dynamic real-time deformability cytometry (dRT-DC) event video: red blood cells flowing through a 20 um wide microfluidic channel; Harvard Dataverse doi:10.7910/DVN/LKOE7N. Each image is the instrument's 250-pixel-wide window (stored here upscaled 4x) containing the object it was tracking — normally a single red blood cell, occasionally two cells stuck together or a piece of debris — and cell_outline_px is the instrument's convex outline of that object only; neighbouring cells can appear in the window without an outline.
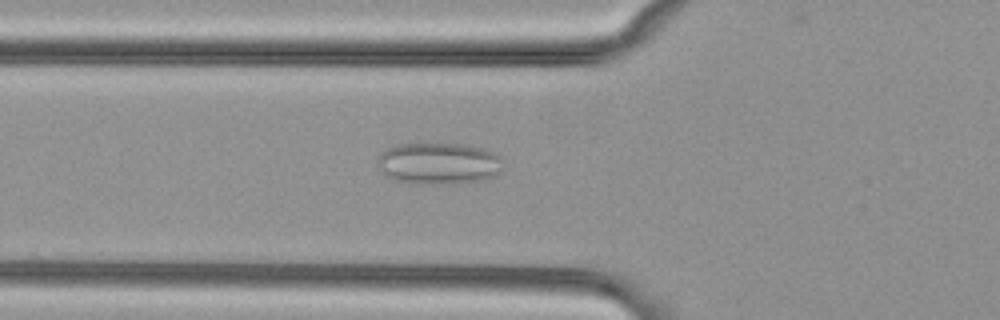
{"species": "common noctule bat (a hibernating species)", "species_latin": "Nyctalus noctula", "temperature_condition": "cold", "stored_images_in_passage": 40, "camera_frame_rate_fps": 3000, "um_per_image_px": 0.085, "animal": {"sex": "female", "body_mass_g": 29.2, "forearm_length_mm": 56.3}, "frame": {"image": 1, "passage_image": 6, "time_ms": 1.667, "image_size_px": [1000, 320], "cell_outline_px": [[504, 168], [500, 172], [488, 180], [436, 184], [416, 184], [396, 180], [388, 176], [380, 168], [376, 160], [380, 152], [388, 148], [400, 144], [464, 144], [480, 148], [492, 152], [500, 156], [504, 160]], "centroid_in_image_um": [37.33, 13.9], "position_along_channel_um": 88.5, "area_um2": 30.63}}
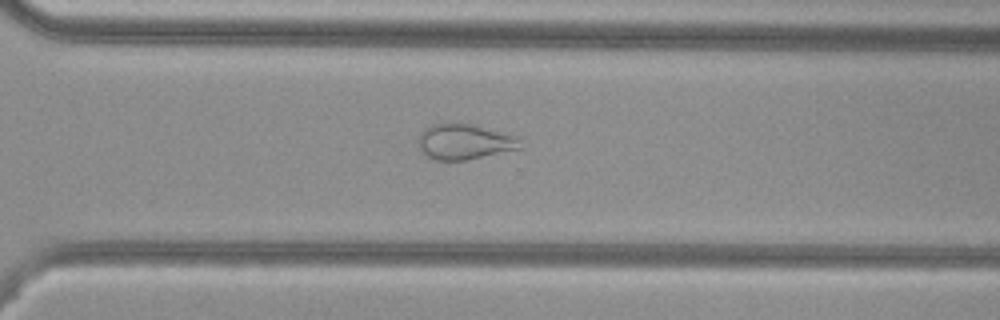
{"frame": {"image": 2, "passage_image": 25, "time_ms": 8.0, "image_size_px": [1000, 320], "cell_outline_px": [[524, 148], [468, 160], [436, 160], [428, 156], [420, 148], [416, 140], [420, 132], [428, 124], [444, 120], [456, 120], [472, 124], [516, 136]], "centroid_in_image_um": [39.43, 12.0], "position_along_channel_um": 331.2, "area_um2": 21.91}}
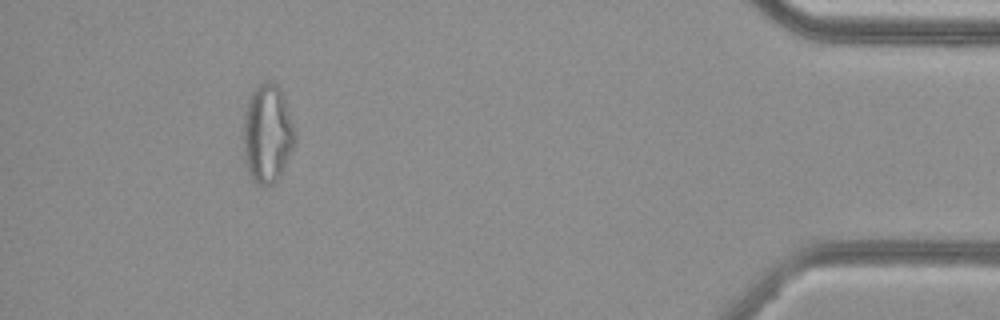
{"frame": {"image": 3, "passage_image": 36, "time_ms": 11.667, "image_size_px": [1000, 320], "cell_outline_px": [[296, 140], [280, 176], [272, 184], [256, 184], [252, 180], [248, 172], [244, 156], [244, 112], [248, 96], [256, 84], [268, 80], [276, 84], [280, 88], [296, 132]], "centroid_in_image_um": [22.71, 11.32], "position_along_channel_um": 412.5, "area_um2": 29.77}, "authors_computed_cell_mechanics": {"area_um2": 25.9233, "velocity_mm_per_s": 3.8201, "shape_relaxation_time_tau1_ms": null, "shape_relaxation_time_tau2_ms": 1.7654, "deformation_change_tau1": null, "deformation_change_tau2": 0.0883}}